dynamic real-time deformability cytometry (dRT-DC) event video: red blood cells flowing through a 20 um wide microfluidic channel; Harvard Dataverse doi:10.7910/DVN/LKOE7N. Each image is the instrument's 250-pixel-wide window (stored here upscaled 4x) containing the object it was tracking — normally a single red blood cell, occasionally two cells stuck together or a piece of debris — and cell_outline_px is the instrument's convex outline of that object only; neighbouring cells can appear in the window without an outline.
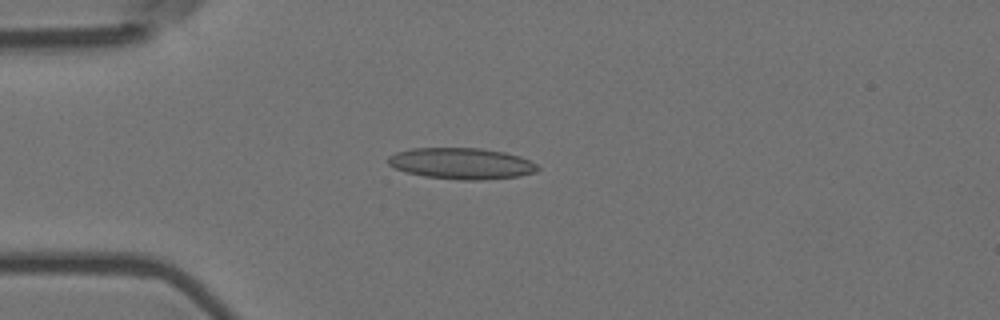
{"species": "Egyptian fruit bat (a non-hibernating species)", "species_latin": "Rousettus aegyptiacus", "temperature_condition": "room temperature", "stored_images_in_passage": 6, "camera_frame_rate_fps": 3000, "um_per_image_px": 0.085, "animal": {"sex": "female"}, "frame": {"image": 1, "passage_image": 4, "time_ms": 1.0, "image_size_px": [1000, 320], "cell_outline_px": [[540, 168], [536, 172], [516, 176], [488, 180], [460, 180], [424, 176], [408, 172], [396, 168], [388, 164], [388, 156], [396, 152], [412, 148], [480, 148], [504, 152], [520, 156], [536, 164]], "centroid_in_image_um": [39.23, 13.89], "position_along_channel_um": 45.8, "area_um2": 27.17}}
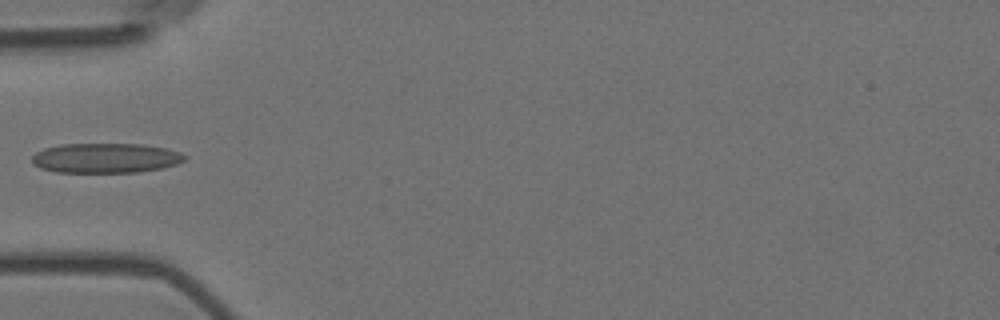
{"frame": {"image": 2, "passage_image": 5, "time_ms": 1.333, "image_size_px": [1000, 320], "cell_outline_px": [[188, 156], [184, 160], [176, 164], [160, 168], [136, 172], [56, 172], [40, 168], [32, 164], [32, 156], [36, 152], [44, 148], [60, 144], [140, 144], [164, 148], [180, 152]], "centroid_in_image_um": [8.94, 13.43], "position_along_channel_um": 76.1, "area_um2": 26.47}}
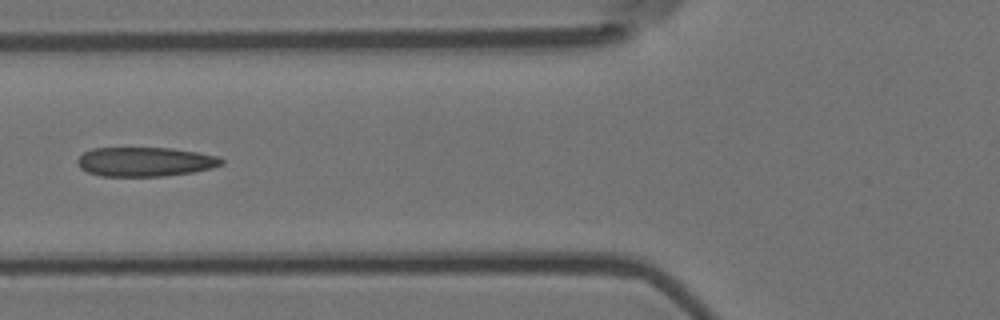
{"frame": {"image": 3, "passage_image": 6, "time_ms": 1.667, "image_size_px": [1000, 320], "cell_outline_px": [[224, 164], [212, 168], [192, 172], [164, 176], [100, 176], [88, 172], [80, 168], [76, 164], [76, 160], [84, 152], [92, 148], [172, 148], [196, 152], [216, 156], [224, 160]], "centroid_in_image_um": [12.31, 13.75], "position_along_channel_um": 113.5, "area_um2": 24.62}}